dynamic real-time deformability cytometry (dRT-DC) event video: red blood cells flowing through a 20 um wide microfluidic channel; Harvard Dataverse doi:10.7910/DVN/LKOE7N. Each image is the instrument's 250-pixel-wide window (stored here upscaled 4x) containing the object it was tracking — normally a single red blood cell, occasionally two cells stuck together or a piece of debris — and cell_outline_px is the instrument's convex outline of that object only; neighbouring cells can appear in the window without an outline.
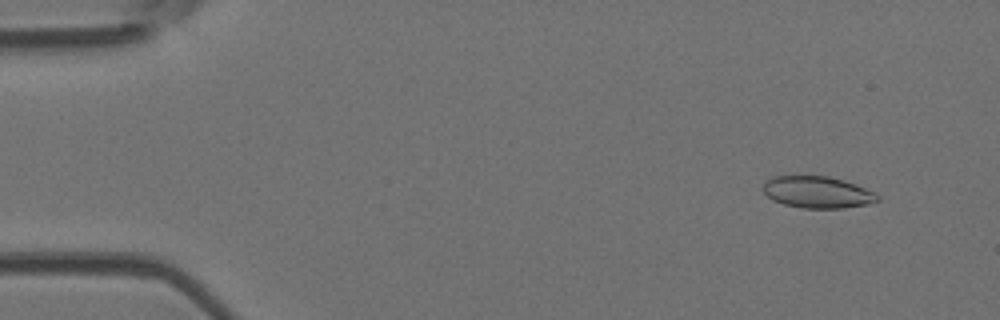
{"species": "Egyptian fruit bat (a non-hibernating species)", "species_latin": "Rousettus aegyptiacus", "temperature_condition": "room temperature", "stored_images_in_passage": 6, "camera_frame_rate_fps": 3000, "um_per_image_px": 0.085, "animal": {"sex": "female"}, "frame": {"image": 1, "passage_image": 2, "time_ms": 1.0, "image_size_px": [1000, 320], "cell_outline_px": [[880, 200], [868, 204], [844, 208], [804, 208], [784, 204], [772, 200], [764, 192], [764, 180], [772, 176], [828, 176], [844, 180], [856, 184], [876, 192], [880, 196]], "centroid_in_image_um": [69.51, 16.33], "position_along_channel_um": 15.5, "area_um2": 21.33}}